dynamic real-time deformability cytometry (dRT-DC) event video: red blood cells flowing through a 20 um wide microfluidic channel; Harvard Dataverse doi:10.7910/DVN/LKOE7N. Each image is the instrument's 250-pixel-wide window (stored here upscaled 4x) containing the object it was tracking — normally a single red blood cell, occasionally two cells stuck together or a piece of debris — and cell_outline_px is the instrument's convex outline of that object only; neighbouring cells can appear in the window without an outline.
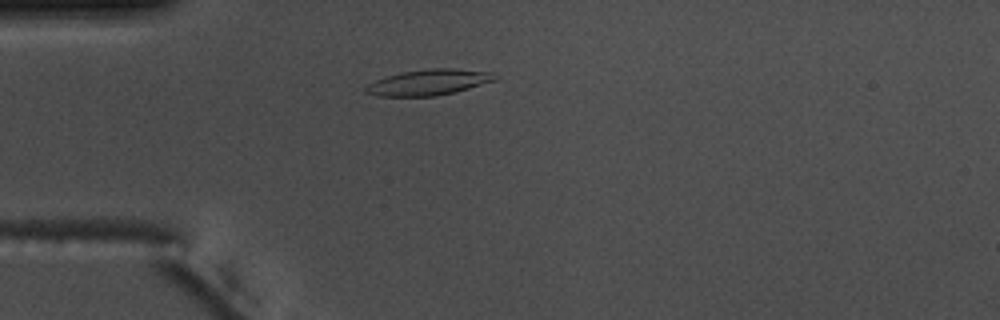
{"species": "common noctule bat (a hibernating species)", "species_latin": "Nyctalus noctula", "temperature_condition": "warm", "stored_images_in_passage": 51, "camera_frame_rate_fps": 3000, "um_per_image_px": 0.085, "animal": {"sex": "male", "body_mass_g": 17.5, "forearm_length_mm": 52.3}, "frame": {"image": 1, "passage_image": 12, "time_ms": 3.667, "image_size_px": [1000, 320], "cell_outline_px": [[500, 76], [496, 80], [456, 92], [436, 96], [380, 96], [364, 92], [364, 88], [368, 84], [376, 80], [388, 76], [404, 72], [432, 68], [452, 68], [496, 72]], "centroid_in_image_um": [36.52, 6.99], "position_along_channel_um": 48.5, "area_um2": 19.48}}
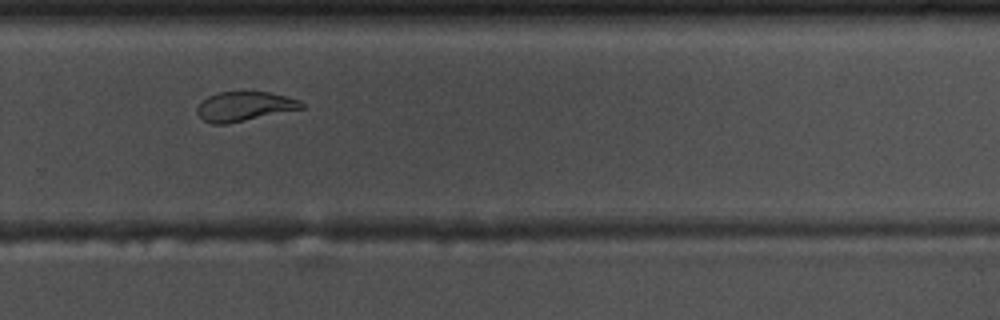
{"frame": {"image": 2, "passage_image": 34, "time_ms": 11.0, "image_size_px": [1000, 320], "cell_outline_px": [[304, 108], [228, 124], [212, 124], [204, 120], [196, 112], [196, 108], [208, 96], [220, 92], [268, 92], [300, 100], [304, 104]], "centroid_in_image_um": [20.77, 9.05], "position_along_channel_um": 309.0, "area_um2": 17.74}}
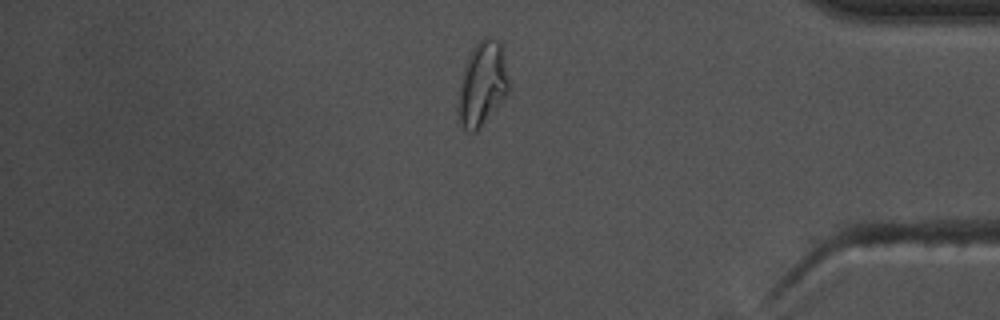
{"frame": {"image": 3, "passage_image": 43, "time_ms": 14.0, "image_size_px": [1000, 320], "cell_outline_px": [[508, 92], [476, 132], [468, 132], [464, 128], [460, 120], [456, 108], [460, 84], [464, 68], [468, 56], [472, 48], [484, 36], [492, 36], [500, 40], [504, 44], [508, 80]], "centroid_in_image_um": [41.0, 7.05], "position_along_channel_um": 394.2, "area_um2": 24.97}, "authors_computed_cell_mechanics": {"area_um2": 19.1318, "velocity_mm_per_s": 3.7425, "shape_relaxation_time_tau1_ms": 7.2531, "shape_relaxation_time_tau2_ms": 2.8458, "deformation_change_tau1": 0.2162, "deformation_change_tau2": 0.0929}}